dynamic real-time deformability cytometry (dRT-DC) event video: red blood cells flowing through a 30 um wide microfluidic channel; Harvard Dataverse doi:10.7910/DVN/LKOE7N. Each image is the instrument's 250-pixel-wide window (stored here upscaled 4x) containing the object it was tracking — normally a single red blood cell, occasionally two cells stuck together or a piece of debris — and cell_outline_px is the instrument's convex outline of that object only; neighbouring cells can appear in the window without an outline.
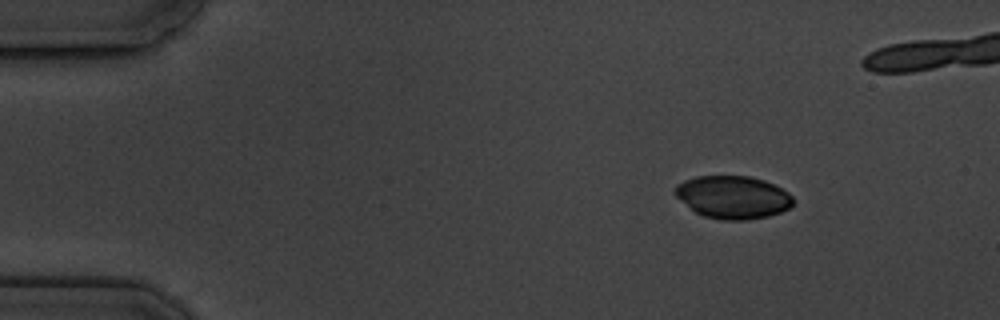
{"species": "common noctule bat (a hibernating species)", "species_latin": "Nyctalus noctula", "temperature_condition": "cold", "stored_images_in_passage": 7, "camera_frame_rate_fps": 3000, "um_per_image_px": 0.085, "animal": {"sex": "male", "body_mass_g": 19.5, "forearm_length_mm": 54.6}, "frame": {"image": 1, "passage_image": 1, "time_ms": 0.0, "image_size_px": [1000, 320], "cell_outline_px": [[792, 204], [788, 208], [780, 212], [768, 216], [748, 220], [720, 220], [704, 216], [696, 212], [680, 200], [672, 192], [676, 184], [684, 180], [696, 176], [748, 176], [764, 180], [788, 192], [792, 196]], "centroid_in_image_um": [62.26, 16.76], "position_along_channel_um": 22.7, "area_um2": 29.42}}
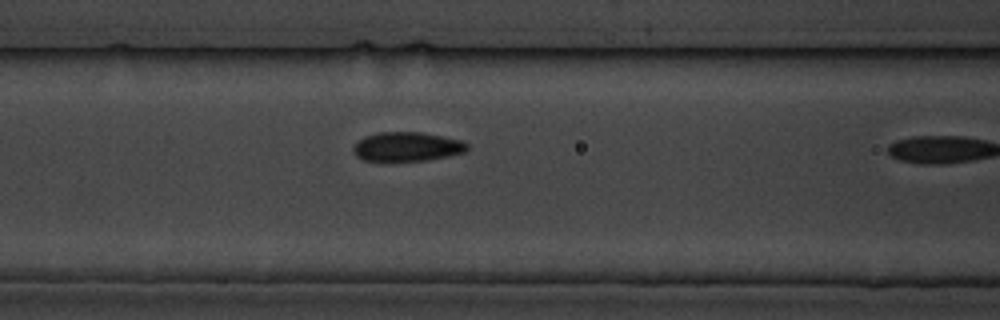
{"frame": {"image": 2, "passage_image": 7, "time_ms": 8.0, "image_size_px": [1000, 320], "cell_outline_px": [[468, 148], [464, 152], [448, 156], [428, 160], [364, 160], [356, 156], [352, 152], [352, 148], [364, 136], [380, 132], [420, 132], [460, 140], [468, 144]], "centroid_in_image_um": [34.58, 12.46], "position_along_channel_um": 132.0, "area_um2": 19.07}}